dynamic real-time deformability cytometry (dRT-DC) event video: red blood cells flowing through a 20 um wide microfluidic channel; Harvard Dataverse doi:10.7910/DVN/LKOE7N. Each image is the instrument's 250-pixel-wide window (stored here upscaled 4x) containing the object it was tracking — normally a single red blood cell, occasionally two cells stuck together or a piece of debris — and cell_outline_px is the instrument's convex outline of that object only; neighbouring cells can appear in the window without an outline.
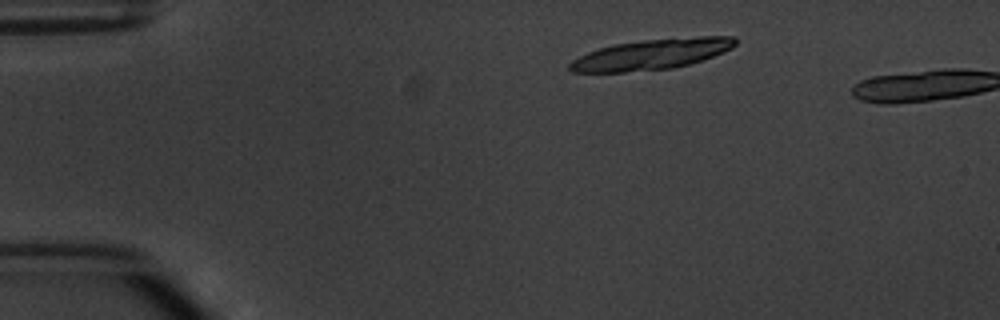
{"species": "common noctule bat (a hibernating species)", "species_latin": "Nyctalus noctula", "temperature_condition": "warm", "stored_images_in_passage": 3, "camera_frame_rate_fps": 3000, "um_per_image_px": 0.085, "animal": {"sex": "male", "body_mass_g": 20.1, "forearm_length_mm": 53.5}, "frame": {"image": 1, "passage_image": 2, "time_ms": 1.0, "image_size_px": [1000, 320], "cell_outline_px": [[736, 44], [732, 48], [712, 56], [688, 64], [672, 68], [624, 72], [572, 72], [568, 68], [568, 64], [572, 60], [588, 52], [600, 48], [616, 44], [644, 40], [700, 36], [736, 36]], "centroid_in_image_um": [55.38, 4.61], "position_along_channel_um": 29.6, "area_um2": 29.07}}